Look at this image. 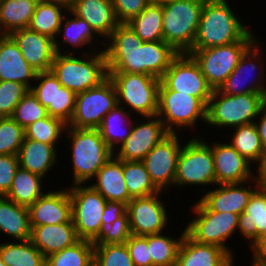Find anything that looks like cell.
<instances>
[{
	"mask_svg": "<svg viewBox=\"0 0 266 266\" xmlns=\"http://www.w3.org/2000/svg\"><path fill=\"white\" fill-rule=\"evenodd\" d=\"M39 0H0V35L28 28Z\"/></svg>",
	"mask_w": 266,
	"mask_h": 266,
	"instance_id": "d6a6232c",
	"label": "cell"
},
{
	"mask_svg": "<svg viewBox=\"0 0 266 266\" xmlns=\"http://www.w3.org/2000/svg\"><path fill=\"white\" fill-rule=\"evenodd\" d=\"M235 15L227 0H205L192 49L254 42L257 37Z\"/></svg>",
	"mask_w": 266,
	"mask_h": 266,
	"instance_id": "7a4b0ae2",
	"label": "cell"
},
{
	"mask_svg": "<svg viewBox=\"0 0 266 266\" xmlns=\"http://www.w3.org/2000/svg\"><path fill=\"white\" fill-rule=\"evenodd\" d=\"M95 183L91 186L106 200L123 202L126 205L132 200L129 196L123 173V160L113 156L96 173Z\"/></svg>",
	"mask_w": 266,
	"mask_h": 266,
	"instance_id": "83f0119b",
	"label": "cell"
},
{
	"mask_svg": "<svg viewBox=\"0 0 266 266\" xmlns=\"http://www.w3.org/2000/svg\"><path fill=\"white\" fill-rule=\"evenodd\" d=\"M242 184L244 183L217 184L219 188L205 191L199 200L211 211L240 215L245 211L253 192L259 187L255 184V188L251 185L247 188Z\"/></svg>",
	"mask_w": 266,
	"mask_h": 266,
	"instance_id": "603a6c76",
	"label": "cell"
},
{
	"mask_svg": "<svg viewBox=\"0 0 266 266\" xmlns=\"http://www.w3.org/2000/svg\"><path fill=\"white\" fill-rule=\"evenodd\" d=\"M175 186L215 185L216 174L210 144L199 137L192 138L181 148Z\"/></svg>",
	"mask_w": 266,
	"mask_h": 266,
	"instance_id": "30bf717a",
	"label": "cell"
},
{
	"mask_svg": "<svg viewBox=\"0 0 266 266\" xmlns=\"http://www.w3.org/2000/svg\"><path fill=\"white\" fill-rule=\"evenodd\" d=\"M196 218L185 228L186 233L195 241L215 245L224 249L233 259L231 249L225 243L237 229L238 214L209 210L200 200L193 205Z\"/></svg>",
	"mask_w": 266,
	"mask_h": 266,
	"instance_id": "ba28073f",
	"label": "cell"
},
{
	"mask_svg": "<svg viewBox=\"0 0 266 266\" xmlns=\"http://www.w3.org/2000/svg\"><path fill=\"white\" fill-rule=\"evenodd\" d=\"M127 212L113 223L102 224L97 235L90 241L93 245L121 244L131 236Z\"/></svg>",
	"mask_w": 266,
	"mask_h": 266,
	"instance_id": "bcb514c9",
	"label": "cell"
},
{
	"mask_svg": "<svg viewBox=\"0 0 266 266\" xmlns=\"http://www.w3.org/2000/svg\"><path fill=\"white\" fill-rule=\"evenodd\" d=\"M69 11L67 7L59 3H53L46 0L39 1L35 12L32 16L29 29L38 32L42 35L48 36L55 41L56 53L61 52V44L56 40L59 28L64 18L65 12Z\"/></svg>",
	"mask_w": 266,
	"mask_h": 266,
	"instance_id": "1f68e13d",
	"label": "cell"
},
{
	"mask_svg": "<svg viewBox=\"0 0 266 266\" xmlns=\"http://www.w3.org/2000/svg\"><path fill=\"white\" fill-rule=\"evenodd\" d=\"M177 133H169L142 160L150 179L159 191L174 185L182 146Z\"/></svg>",
	"mask_w": 266,
	"mask_h": 266,
	"instance_id": "9a60e30c",
	"label": "cell"
},
{
	"mask_svg": "<svg viewBox=\"0 0 266 266\" xmlns=\"http://www.w3.org/2000/svg\"><path fill=\"white\" fill-rule=\"evenodd\" d=\"M157 194L132 198L127 204V214L132 235L145 236L163 232L168 223L164 204Z\"/></svg>",
	"mask_w": 266,
	"mask_h": 266,
	"instance_id": "ac0fdd59",
	"label": "cell"
},
{
	"mask_svg": "<svg viewBox=\"0 0 266 266\" xmlns=\"http://www.w3.org/2000/svg\"><path fill=\"white\" fill-rule=\"evenodd\" d=\"M253 255L251 266H266V232L250 246Z\"/></svg>",
	"mask_w": 266,
	"mask_h": 266,
	"instance_id": "db71d44e",
	"label": "cell"
},
{
	"mask_svg": "<svg viewBox=\"0 0 266 266\" xmlns=\"http://www.w3.org/2000/svg\"><path fill=\"white\" fill-rule=\"evenodd\" d=\"M94 245L80 239L72 246L46 257V266H93Z\"/></svg>",
	"mask_w": 266,
	"mask_h": 266,
	"instance_id": "ab89813d",
	"label": "cell"
},
{
	"mask_svg": "<svg viewBox=\"0 0 266 266\" xmlns=\"http://www.w3.org/2000/svg\"><path fill=\"white\" fill-rule=\"evenodd\" d=\"M30 226L62 224L71 220L69 190L49 191L28 207Z\"/></svg>",
	"mask_w": 266,
	"mask_h": 266,
	"instance_id": "7402d4cb",
	"label": "cell"
},
{
	"mask_svg": "<svg viewBox=\"0 0 266 266\" xmlns=\"http://www.w3.org/2000/svg\"><path fill=\"white\" fill-rule=\"evenodd\" d=\"M56 152V146L24 138L17 154L19 166L44 178L57 163Z\"/></svg>",
	"mask_w": 266,
	"mask_h": 266,
	"instance_id": "f546056e",
	"label": "cell"
},
{
	"mask_svg": "<svg viewBox=\"0 0 266 266\" xmlns=\"http://www.w3.org/2000/svg\"><path fill=\"white\" fill-rule=\"evenodd\" d=\"M147 123L135 125L126 141L117 149L115 157L123 161H142L145 156L162 140L169 132L163 121L157 116L144 117Z\"/></svg>",
	"mask_w": 266,
	"mask_h": 266,
	"instance_id": "d6986e66",
	"label": "cell"
},
{
	"mask_svg": "<svg viewBox=\"0 0 266 266\" xmlns=\"http://www.w3.org/2000/svg\"><path fill=\"white\" fill-rule=\"evenodd\" d=\"M117 104V93L108 77L99 86L76 94L74 112L67 126L97 129L104 116Z\"/></svg>",
	"mask_w": 266,
	"mask_h": 266,
	"instance_id": "8fae6325",
	"label": "cell"
},
{
	"mask_svg": "<svg viewBox=\"0 0 266 266\" xmlns=\"http://www.w3.org/2000/svg\"><path fill=\"white\" fill-rule=\"evenodd\" d=\"M0 258L6 266H46V257L31 240L0 244Z\"/></svg>",
	"mask_w": 266,
	"mask_h": 266,
	"instance_id": "8d00e7d4",
	"label": "cell"
},
{
	"mask_svg": "<svg viewBox=\"0 0 266 266\" xmlns=\"http://www.w3.org/2000/svg\"><path fill=\"white\" fill-rule=\"evenodd\" d=\"M66 127L67 124L61 119L48 116L24 128L25 138L56 146V142L58 143L62 132H66Z\"/></svg>",
	"mask_w": 266,
	"mask_h": 266,
	"instance_id": "7bdbcfd3",
	"label": "cell"
},
{
	"mask_svg": "<svg viewBox=\"0 0 266 266\" xmlns=\"http://www.w3.org/2000/svg\"><path fill=\"white\" fill-rule=\"evenodd\" d=\"M96 53L90 55L88 51L81 58H77L68 50H65L64 54L56 53L51 71L62 86L75 94L84 92L99 86L108 78L105 52L102 50Z\"/></svg>",
	"mask_w": 266,
	"mask_h": 266,
	"instance_id": "3957f363",
	"label": "cell"
},
{
	"mask_svg": "<svg viewBox=\"0 0 266 266\" xmlns=\"http://www.w3.org/2000/svg\"><path fill=\"white\" fill-rule=\"evenodd\" d=\"M234 131L229 144L252 165L258 163L264 149L255 123L235 127Z\"/></svg>",
	"mask_w": 266,
	"mask_h": 266,
	"instance_id": "74e56055",
	"label": "cell"
},
{
	"mask_svg": "<svg viewBox=\"0 0 266 266\" xmlns=\"http://www.w3.org/2000/svg\"><path fill=\"white\" fill-rule=\"evenodd\" d=\"M47 1L62 4L68 9H70L75 2V0H47Z\"/></svg>",
	"mask_w": 266,
	"mask_h": 266,
	"instance_id": "6f0895ef",
	"label": "cell"
},
{
	"mask_svg": "<svg viewBox=\"0 0 266 266\" xmlns=\"http://www.w3.org/2000/svg\"><path fill=\"white\" fill-rule=\"evenodd\" d=\"M34 81L39 83L30 91L47 109L48 115L68 124L74 112L76 94L62 86L51 70L38 72Z\"/></svg>",
	"mask_w": 266,
	"mask_h": 266,
	"instance_id": "2e32d148",
	"label": "cell"
},
{
	"mask_svg": "<svg viewBox=\"0 0 266 266\" xmlns=\"http://www.w3.org/2000/svg\"><path fill=\"white\" fill-rule=\"evenodd\" d=\"M160 81L170 90L200 98L206 105L213 91L198 63L187 53L179 54L172 61Z\"/></svg>",
	"mask_w": 266,
	"mask_h": 266,
	"instance_id": "5bb4252c",
	"label": "cell"
},
{
	"mask_svg": "<svg viewBox=\"0 0 266 266\" xmlns=\"http://www.w3.org/2000/svg\"><path fill=\"white\" fill-rule=\"evenodd\" d=\"M217 184L245 183L254 178L251 163L229 143L216 142L211 146ZM252 171V172H251Z\"/></svg>",
	"mask_w": 266,
	"mask_h": 266,
	"instance_id": "44dd1931",
	"label": "cell"
},
{
	"mask_svg": "<svg viewBox=\"0 0 266 266\" xmlns=\"http://www.w3.org/2000/svg\"><path fill=\"white\" fill-rule=\"evenodd\" d=\"M107 39L104 52L108 73H136L161 79L179 55L163 40L143 42L127 23H119Z\"/></svg>",
	"mask_w": 266,
	"mask_h": 266,
	"instance_id": "6da1fadb",
	"label": "cell"
},
{
	"mask_svg": "<svg viewBox=\"0 0 266 266\" xmlns=\"http://www.w3.org/2000/svg\"><path fill=\"white\" fill-rule=\"evenodd\" d=\"M0 266H6L5 263L0 258Z\"/></svg>",
	"mask_w": 266,
	"mask_h": 266,
	"instance_id": "680465c9",
	"label": "cell"
},
{
	"mask_svg": "<svg viewBox=\"0 0 266 266\" xmlns=\"http://www.w3.org/2000/svg\"><path fill=\"white\" fill-rule=\"evenodd\" d=\"M257 118H260L258 119L259 121L257 120L254 123L257 127L264 152H266V105L260 110Z\"/></svg>",
	"mask_w": 266,
	"mask_h": 266,
	"instance_id": "11a10c76",
	"label": "cell"
},
{
	"mask_svg": "<svg viewBox=\"0 0 266 266\" xmlns=\"http://www.w3.org/2000/svg\"><path fill=\"white\" fill-rule=\"evenodd\" d=\"M47 109L29 90L15 107L11 116L20 126L26 128L35 121L48 117Z\"/></svg>",
	"mask_w": 266,
	"mask_h": 266,
	"instance_id": "7dc6e473",
	"label": "cell"
},
{
	"mask_svg": "<svg viewBox=\"0 0 266 266\" xmlns=\"http://www.w3.org/2000/svg\"><path fill=\"white\" fill-rule=\"evenodd\" d=\"M45 178L19 167L10 188L5 195L18 205L29 207L43 195L42 183Z\"/></svg>",
	"mask_w": 266,
	"mask_h": 266,
	"instance_id": "e575fe53",
	"label": "cell"
},
{
	"mask_svg": "<svg viewBox=\"0 0 266 266\" xmlns=\"http://www.w3.org/2000/svg\"><path fill=\"white\" fill-rule=\"evenodd\" d=\"M123 173L131 198L147 197L160 192L152 183L142 161H123Z\"/></svg>",
	"mask_w": 266,
	"mask_h": 266,
	"instance_id": "f35d334b",
	"label": "cell"
},
{
	"mask_svg": "<svg viewBox=\"0 0 266 266\" xmlns=\"http://www.w3.org/2000/svg\"><path fill=\"white\" fill-rule=\"evenodd\" d=\"M70 10L106 39L119 24L112 0H75Z\"/></svg>",
	"mask_w": 266,
	"mask_h": 266,
	"instance_id": "4316f807",
	"label": "cell"
},
{
	"mask_svg": "<svg viewBox=\"0 0 266 266\" xmlns=\"http://www.w3.org/2000/svg\"><path fill=\"white\" fill-rule=\"evenodd\" d=\"M31 241L45 256L57 253L77 243L80 238L72 222L31 226Z\"/></svg>",
	"mask_w": 266,
	"mask_h": 266,
	"instance_id": "484cf974",
	"label": "cell"
},
{
	"mask_svg": "<svg viewBox=\"0 0 266 266\" xmlns=\"http://www.w3.org/2000/svg\"><path fill=\"white\" fill-rule=\"evenodd\" d=\"M266 105L261 93L227 95L213 90L207 105L206 124L218 128H235L253 123Z\"/></svg>",
	"mask_w": 266,
	"mask_h": 266,
	"instance_id": "8992f818",
	"label": "cell"
},
{
	"mask_svg": "<svg viewBox=\"0 0 266 266\" xmlns=\"http://www.w3.org/2000/svg\"><path fill=\"white\" fill-rule=\"evenodd\" d=\"M25 130L12 117H0V155H17Z\"/></svg>",
	"mask_w": 266,
	"mask_h": 266,
	"instance_id": "f6af8a7d",
	"label": "cell"
},
{
	"mask_svg": "<svg viewBox=\"0 0 266 266\" xmlns=\"http://www.w3.org/2000/svg\"><path fill=\"white\" fill-rule=\"evenodd\" d=\"M157 116L169 133H176L177 127L193 129L198 119L206 123L207 105L200 98L170 90L161 82Z\"/></svg>",
	"mask_w": 266,
	"mask_h": 266,
	"instance_id": "9c48e42d",
	"label": "cell"
},
{
	"mask_svg": "<svg viewBox=\"0 0 266 266\" xmlns=\"http://www.w3.org/2000/svg\"><path fill=\"white\" fill-rule=\"evenodd\" d=\"M125 107L116 105L113 109H111L102 119L101 124L97 128L98 131L101 134V137L105 141V144L113 151L115 152V148L117 150L118 147H120L126 139L129 137L133 123L137 124L134 121L127 120L132 119L130 116L129 111L124 109ZM129 121V122H126ZM124 123V126L128 125L127 127L122 126ZM128 123V124H127ZM122 124V125H121ZM121 128H124L121 129ZM126 128V129H125ZM123 130V131H122ZM119 146H117V145ZM116 145V147H115Z\"/></svg>",
	"mask_w": 266,
	"mask_h": 266,
	"instance_id": "836d02e7",
	"label": "cell"
},
{
	"mask_svg": "<svg viewBox=\"0 0 266 266\" xmlns=\"http://www.w3.org/2000/svg\"><path fill=\"white\" fill-rule=\"evenodd\" d=\"M239 232L250 240L249 246L266 232V188L258 187L249 199V203L238 217Z\"/></svg>",
	"mask_w": 266,
	"mask_h": 266,
	"instance_id": "f1b7e54d",
	"label": "cell"
},
{
	"mask_svg": "<svg viewBox=\"0 0 266 266\" xmlns=\"http://www.w3.org/2000/svg\"><path fill=\"white\" fill-rule=\"evenodd\" d=\"M150 3L151 0H112L114 13L119 23H128Z\"/></svg>",
	"mask_w": 266,
	"mask_h": 266,
	"instance_id": "f907efd6",
	"label": "cell"
},
{
	"mask_svg": "<svg viewBox=\"0 0 266 266\" xmlns=\"http://www.w3.org/2000/svg\"><path fill=\"white\" fill-rule=\"evenodd\" d=\"M127 211V205L123 202L106 201L102 215V224L113 223L124 215Z\"/></svg>",
	"mask_w": 266,
	"mask_h": 266,
	"instance_id": "f5cc1de1",
	"label": "cell"
},
{
	"mask_svg": "<svg viewBox=\"0 0 266 266\" xmlns=\"http://www.w3.org/2000/svg\"><path fill=\"white\" fill-rule=\"evenodd\" d=\"M18 45L26 62L38 73L50 71L56 55L55 41L29 28L9 34Z\"/></svg>",
	"mask_w": 266,
	"mask_h": 266,
	"instance_id": "ffe728a7",
	"label": "cell"
},
{
	"mask_svg": "<svg viewBox=\"0 0 266 266\" xmlns=\"http://www.w3.org/2000/svg\"><path fill=\"white\" fill-rule=\"evenodd\" d=\"M256 39L243 53L238 65L235 67L233 72L228 76L225 82L219 87V91L227 95H238L247 93H261L266 97V86L264 83V68L261 66L263 61H260V41ZM259 55V56H258ZM256 61V62H255ZM249 65V66H248ZM261 70L257 76H253L254 79L249 80L251 73L256 69ZM246 73V77L244 74ZM249 73V74H248ZM243 75V76H241ZM248 77V78H247ZM258 78V79H256ZM249 80V81H247ZM247 82V83H246ZM264 82V83H263ZM244 84V85H243ZM248 84V86L246 85Z\"/></svg>",
	"mask_w": 266,
	"mask_h": 266,
	"instance_id": "e0dca14e",
	"label": "cell"
},
{
	"mask_svg": "<svg viewBox=\"0 0 266 266\" xmlns=\"http://www.w3.org/2000/svg\"><path fill=\"white\" fill-rule=\"evenodd\" d=\"M93 266H134L126 243L94 245Z\"/></svg>",
	"mask_w": 266,
	"mask_h": 266,
	"instance_id": "ee69618b",
	"label": "cell"
},
{
	"mask_svg": "<svg viewBox=\"0 0 266 266\" xmlns=\"http://www.w3.org/2000/svg\"><path fill=\"white\" fill-rule=\"evenodd\" d=\"M205 0H163V41L179 54L188 53L195 42Z\"/></svg>",
	"mask_w": 266,
	"mask_h": 266,
	"instance_id": "5b68a950",
	"label": "cell"
},
{
	"mask_svg": "<svg viewBox=\"0 0 266 266\" xmlns=\"http://www.w3.org/2000/svg\"><path fill=\"white\" fill-rule=\"evenodd\" d=\"M163 7L162 1L151 3L127 24L135 31L143 42L163 40Z\"/></svg>",
	"mask_w": 266,
	"mask_h": 266,
	"instance_id": "d590c367",
	"label": "cell"
},
{
	"mask_svg": "<svg viewBox=\"0 0 266 266\" xmlns=\"http://www.w3.org/2000/svg\"><path fill=\"white\" fill-rule=\"evenodd\" d=\"M67 138L71 143L73 185L85 184L115 153L105 144L98 129L67 126Z\"/></svg>",
	"mask_w": 266,
	"mask_h": 266,
	"instance_id": "277c9868",
	"label": "cell"
},
{
	"mask_svg": "<svg viewBox=\"0 0 266 266\" xmlns=\"http://www.w3.org/2000/svg\"><path fill=\"white\" fill-rule=\"evenodd\" d=\"M185 232L186 229L184 228L179 239L165 236L162 234L163 232L147 235L152 266H175L179 246Z\"/></svg>",
	"mask_w": 266,
	"mask_h": 266,
	"instance_id": "60d3db41",
	"label": "cell"
},
{
	"mask_svg": "<svg viewBox=\"0 0 266 266\" xmlns=\"http://www.w3.org/2000/svg\"><path fill=\"white\" fill-rule=\"evenodd\" d=\"M253 42H234L206 49H191L190 54L198 63L208 85L213 89L225 82Z\"/></svg>",
	"mask_w": 266,
	"mask_h": 266,
	"instance_id": "7c38bea8",
	"label": "cell"
},
{
	"mask_svg": "<svg viewBox=\"0 0 266 266\" xmlns=\"http://www.w3.org/2000/svg\"><path fill=\"white\" fill-rule=\"evenodd\" d=\"M29 89L18 82L0 81V117H11Z\"/></svg>",
	"mask_w": 266,
	"mask_h": 266,
	"instance_id": "c3c4849f",
	"label": "cell"
},
{
	"mask_svg": "<svg viewBox=\"0 0 266 266\" xmlns=\"http://www.w3.org/2000/svg\"><path fill=\"white\" fill-rule=\"evenodd\" d=\"M71 17L68 18L66 15L63 18L61 26L59 28L58 36L63 35V44H71L75 47H82L88 44L92 45V39L95 41V35H98L94 29L82 18L76 16L70 9L68 11ZM66 17V18H65ZM66 22H65V21ZM65 24V25H64ZM63 32V33H62Z\"/></svg>",
	"mask_w": 266,
	"mask_h": 266,
	"instance_id": "b9f144b4",
	"label": "cell"
},
{
	"mask_svg": "<svg viewBox=\"0 0 266 266\" xmlns=\"http://www.w3.org/2000/svg\"><path fill=\"white\" fill-rule=\"evenodd\" d=\"M129 250L134 266H152V259L149 252L147 235H131L125 242Z\"/></svg>",
	"mask_w": 266,
	"mask_h": 266,
	"instance_id": "681fc988",
	"label": "cell"
},
{
	"mask_svg": "<svg viewBox=\"0 0 266 266\" xmlns=\"http://www.w3.org/2000/svg\"><path fill=\"white\" fill-rule=\"evenodd\" d=\"M31 230L28 207L0 196V232L23 241L31 239Z\"/></svg>",
	"mask_w": 266,
	"mask_h": 266,
	"instance_id": "4dcf8cb0",
	"label": "cell"
},
{
	"mask_svg": "<svg viewBox=\"0 0 266 266\" xmlns=\"http://www.w3.org/2000/svg\"><path fill=\"white\" fill-rule=\"evenodd\" d=\"M19 167L17 155H0V196H5L10 191Z\"/></svg>",
	"mask_w": 266,
	"mask_h": 266,
	"instance_id": "816d5d0a",
	"label": "cell"
},
{
	"mask_svg": "<svg viewBox=\"0 0 266 266\" xmlns=\"http://www.w3.org/2000/svg\"><path fill=\"white\" fill-rule=\"evenodd\" d=\"M37 72L26 62L18 45L9 35H0V81H14L33 86Z\"/></svg>",
	"mask_w": 266,
	"mask_h": 266,
	"instance_id": "d4e9b609",
	"label": "cell"
},
{
	"mask_svg": "<svg viewBox=\"0 0 266 266\" xmlns=\"http://www.w3.org/2000/svg\"><path fill=\"white\" fill-rule=\"evenodd\" d=\"M233 261L234 259L224 249L199 243L185 232L175 266H233Z\"/></svg>",
	"mask_w": 266,
	"mask_h": 266,
	"instance_id": "cb8c5ba5",
	"label": "cell"
},
{
	"mask_svg": "<svg viewBox=\"0 0 266 266\" xmlns=\"http://www.w3.org/2000/svg\"><path fill=\"white\" fill-rule=\"evenodd\" d=\"M118 99V105L128 106L143 117L157 115L160 79L136 73H108Z\"/></svg>",
	"mask_w": 266,
	"mask_h": 266,
	"instance_id": "52a82bcc",
	"label": "cell"
},
{
	"mask_svg": "<svg viewBox=\"0 0 266 266\" xmlns=\"http://www.w3.org/2000/svg\"><path fill=\"white\" fill-rule=\"evenodd\" d=\"M257 164V175L254 176L253 180L259 187L266 188V152H264Z\"/></svg>",
	"mask_w": 266,
	"mask_h": 266,
	"instance_id": "9f6ffc18",
	"label": "cell"
},
{
	"mask_svg": "<svg viewBox=\"0 0 266 266\" xmlns=\"http://www.w3.org/2000/svg\"><path fill=\"white\" fill-rule=\"evenodd\" d=\"M83 185L74 184L68 189L71 198V219L78 237L91 241L102 225L101 217L107 200L91 184L86 187Z\"/></svg>",
	"mask_w": 266,
	"mask_h": 266,
	"instance_id": "4fadbf2b",
	"label": "cell"
}]
</instances>
